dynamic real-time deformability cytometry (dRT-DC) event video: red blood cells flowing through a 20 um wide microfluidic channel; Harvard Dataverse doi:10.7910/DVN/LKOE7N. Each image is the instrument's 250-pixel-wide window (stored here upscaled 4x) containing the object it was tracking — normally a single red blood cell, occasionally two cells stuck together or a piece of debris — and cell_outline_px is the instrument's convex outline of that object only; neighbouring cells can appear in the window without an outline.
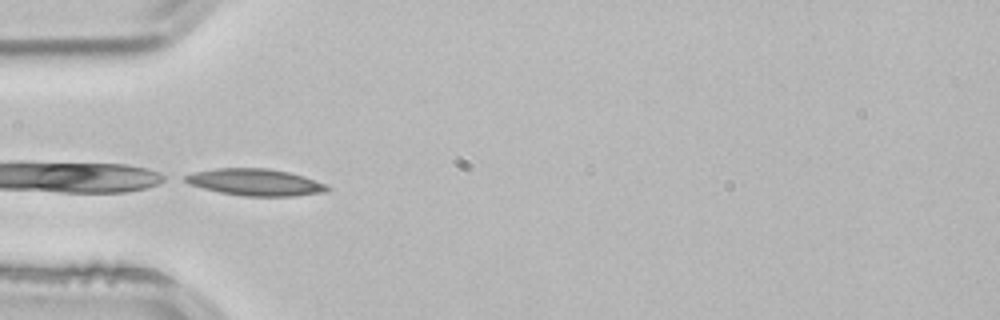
{"species": "common noctule bat (a hibernating species)", "species_latin": "Nyctalus noctula", "temperature_condition": "room temperature", "stored_images_in_passage": 4, "camera_frame_rate_fps": 3000, "um_per_image_px": 0.085, "animal": {"sex": "male", "body_mass_g": 21.5, "forearm_length_mm": 52.0}, "frame": {"image": 1, "passage_image": 3, "time_ms": 0.667, "image_size_px": [1000, 320], "cell_outline_px": [[328, 192], [296, 196], [244, 196], [220, 192], [188, 184], [180, 180], [184, 176], [192, 172], [216, 168], [268, 168], [288, 172], [304, 176], [328, 184]], "centroid_in_image_um": [21.69, 15.49], "position_along_channel_um": 63.3, "area_um2": 22.43}}